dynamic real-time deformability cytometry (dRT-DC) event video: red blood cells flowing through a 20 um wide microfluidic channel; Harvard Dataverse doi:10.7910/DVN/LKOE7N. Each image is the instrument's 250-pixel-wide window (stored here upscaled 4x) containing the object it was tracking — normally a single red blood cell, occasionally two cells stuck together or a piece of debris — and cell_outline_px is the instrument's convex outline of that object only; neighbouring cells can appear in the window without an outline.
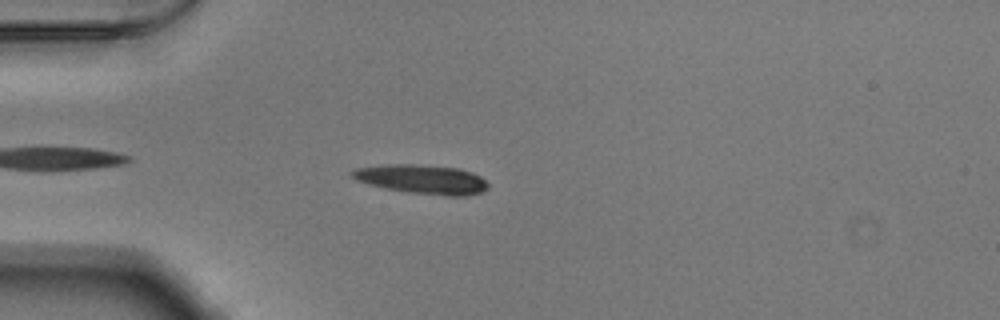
{"species": "Egyptian fruit bat (a non-hibernating species)", "species_latin": "Rousettus aegyptiacus", "temperature_condition": "warm", "stored_images_in_passage": 43, "camera_frame_rate_fps": 3000, "um_per_image_px": 0.085, "animal": {"sex": "male"}, "frame": {"image": 1, "passage_image": 5, "time_ms": 1.333, "image_size_px": [1000, 320], "cell_outline_px": [[488, 188], [480, 192], [468, 196], [444, 196], [408, 192], [384, 188], [368, 184], [356, 180], [352, 176], [352, 172], [356, 168], [388, 164], [412, 164], [456, 168], [472, 172], [480, 176], [488, 184]], "centroid_in_image_um": [35.89, 15.25], "position_along_channel_um": 49.1, "area_um2": 23.0}}
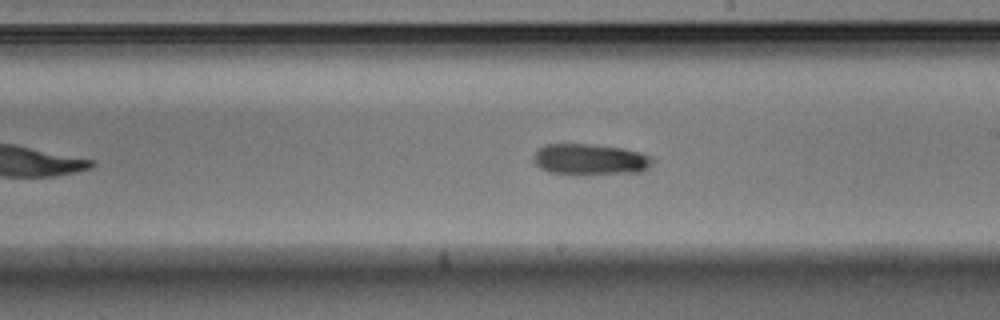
{"frame": {"image": 2, "passage_image": 21, "time_ms": 6.667, "image_size_px": [1000, 320], "cell_outline_px": [[656, 160], [644, 172], [584, 176], [548, 172], [540, 168], [532, 160], [532, 156], [544, 144], [588, 144], [624, 148], [640, 152], [652, 156]], "centroid_in_image_um": [50.2, 13.58], "position_along_channel_um": 238.8, "area_um2": 22.37}}
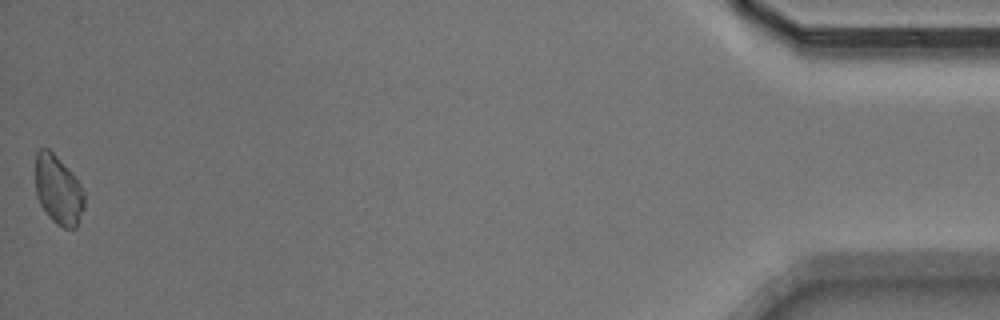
{"frame": {"image": 3, "passage_image": 43, "time_ms": 14.0, "image_size_px": [1000, 320], "cell_outline_px": [[84, 208], [76, 228], [64, 228], [56, 224], [48, 216], [40, 204], [36, 196], [36, 152], [40, 148], [48, 148], [52, 152], [80, 184], [84, 192]], "centroid_in_image_um": [4.94, 16.19], "position_along_channel_um": 430.3, "area_um2": 19.42}, "authors_computed_cell_mechanics": {"area_um2": 21.2704, "velocity_mm_per_s": 3.8476, "shape_relaxation_time_tau1_ms": 4.227, "shape_relaxation_time_tau2_ms": 5.7618, "deformation_change_tau1": 0.16, "deformation_change_tau2": 0.1512}}